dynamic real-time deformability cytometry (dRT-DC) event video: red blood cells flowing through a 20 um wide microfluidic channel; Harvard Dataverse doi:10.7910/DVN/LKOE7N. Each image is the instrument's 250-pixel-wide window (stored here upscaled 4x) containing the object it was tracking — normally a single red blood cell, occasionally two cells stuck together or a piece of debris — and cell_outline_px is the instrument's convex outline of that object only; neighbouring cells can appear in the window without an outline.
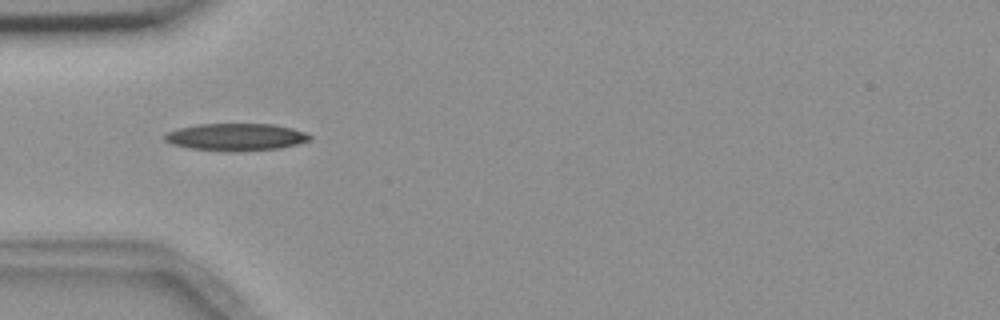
{"species": "common noctule bat (a hibernating species)", "species_latin": "Nyctalus noctula", "temperature_condition": "room temperature", "stored_images_in_passage": 1, "camera_frame_rate_fps": 3000, "um_per_image_px": 0.085, "animal": {"sex": "female", "body_mass_g": 18.4}, "frame": {"image": 1, "passage_image": 1, "time_ms": 0.0, "image_size_px": [1000, 320], "cell_outline_px": [[312, 140], [280, 148], [236, 152], [228, 152], [188, 148], [172, 144], [164, 140], [164, 136], [168, 132], [180, 128], [200, 124], [272, 124], [292, 128], [304, 132], [312, 136]], "centroid_in_image_um": [20.07, 11.66], "position_along_channel_um": 64.9, "area_um2": 23.12}}